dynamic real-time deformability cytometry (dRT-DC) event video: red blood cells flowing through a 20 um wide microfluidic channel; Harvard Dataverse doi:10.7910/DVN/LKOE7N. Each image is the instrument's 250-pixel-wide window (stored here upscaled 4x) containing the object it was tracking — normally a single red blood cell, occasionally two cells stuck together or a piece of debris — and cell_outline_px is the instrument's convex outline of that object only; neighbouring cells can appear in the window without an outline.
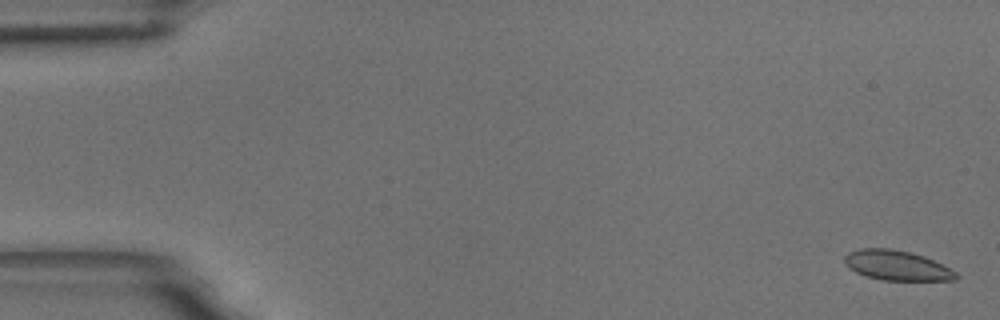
{"species": "common noctule bat (a hibernating species)", "species_latin": "Nyctalus noctula", "temperature_condition": "room temperature", "stored_images_in_passage": 60, "camera_frame_rate_fps": 3000, "um_per_image_px": 0.085, "animal": {"sex": "male", "body_mass_g": 18.8}, "frame": {"image": 1, "passage_image": 2, "time_ms": 0.333, "image_size_px": [1000, 320], "cell_outline_px": [[956, 280], [884, 280], [864, 276], [848, 268], [844, 264], [844, 256], [848, 252], [860, 248], [892, 248], [912, 252], [924, 256], [956, 272]], "centroid_in_image_um": [76.15, 22.55], "position_along_channel_um": 8.8, "area_um2": 19.42}}
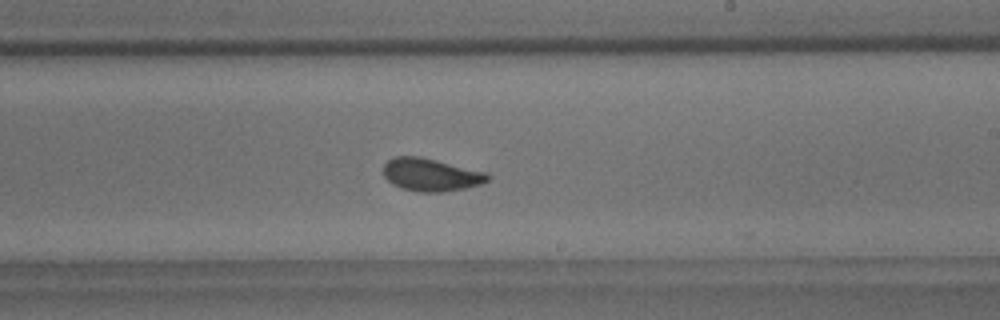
{"frame": {"image": 2, "passage_image": 36, "time_ms": 11.667, "image_size_px": [1000, 320], "cell_outline_px": [[492, 176], [488, 180], [480, 184], [464, 188], [444, 192], [420, 192], [404, 188], [392, 184], [384, 176], [384, 164], [388, 160], [396, 156], [420, 156], [484, 172]], "centroid_in_image_um": [36.61, 14.85], "position_along_channel_um": 252.4, "area_um2": 19.65}}
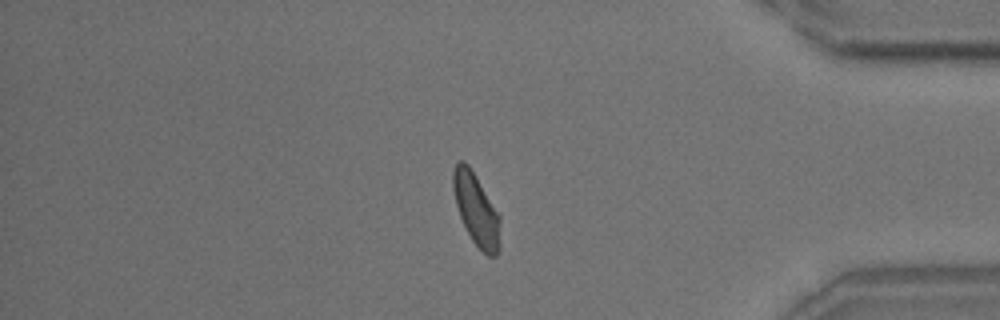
{"frame": {"image": 3, "passage_image": 51, "time_ms": 16.667, "image_size_px": [1000, 320], "cell_outline_px": [[500, 248], [496, 256], [488, 256], [472, 240], [460, 216], [456, 204], [452, 188], [452, 172], [456, 164], [460, 160], [464, 160], [468, 164], [500, 216]], "centroid_in_image_um": [40.48, 17.81], "position_along_channel_um": 394.7, "area_um2": 19.48}, "authors_computed_cell_mechanics": {"area_um2": 19.6231, "velocity_mm_per_s": 3.4096, "shape_relaxation_time_tau1_ms": 3.7595, "shape_relaxation_time_tau2_ms": 0.7126, "deformation_change_tau1": 0.0944, "deformation_change_tau2": 0.0448}}